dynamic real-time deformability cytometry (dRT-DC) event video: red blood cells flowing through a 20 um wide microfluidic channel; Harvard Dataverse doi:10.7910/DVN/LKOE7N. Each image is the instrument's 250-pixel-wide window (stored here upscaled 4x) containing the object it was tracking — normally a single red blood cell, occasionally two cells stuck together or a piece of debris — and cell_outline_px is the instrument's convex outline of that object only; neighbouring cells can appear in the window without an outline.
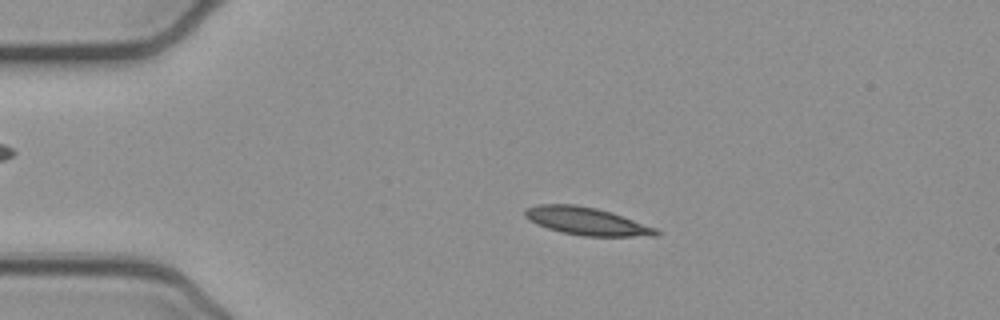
{"species": "common noctule bat (a hibernating species)", "species_latin": "Nyctalus noctula", "temperature_condition": "cold", "stored_images_in_passage": 52, "camera_frame_rate_fps": 3000, "um_per_image_px": 0.085, "animal": {"sex": "female", "body_mass_g": 21.9}, "frame": {"image": 1, "passage_image": 11, "time_ms": 3.333, "image_size_px": [1000, 320], "cell_outline_px": [[660, 232], [656, 236], [584, 236], [560, 232], [536, 224], [528, 220], [524, 216], [524, 212], [528, 208], [540, 204], [576, 204], [596, 208], [612, 212], [656, 228]], "centroid_in_image_um": [49.85, 18.8], "position_along_channel_um": 35.1, "area_um2": 21.15}}
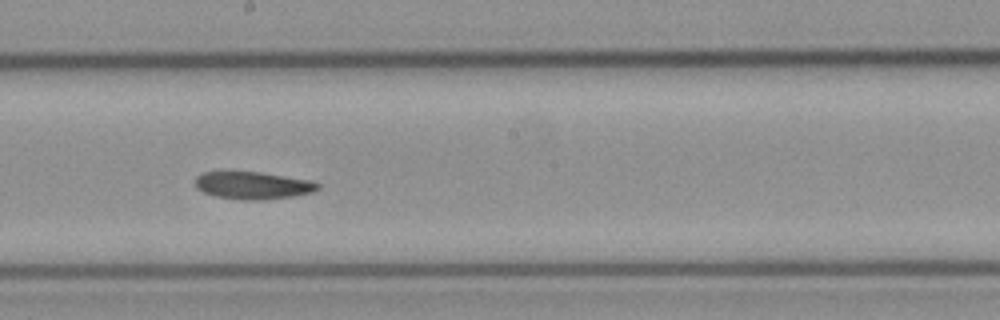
{"frame": {"image": 2, "passage_image": 29, "time_ms": 9.333, "image_size_px": [1000, 320], "cell_outline_px": [[320, 188], [312, 192], [292, 196], [264, 200], [244, 200], [216, 196], [204, 192], [196, 188], [196, 176], [204, 172], [260, 172], [312, 180], [320, 184]], "centroid_in_image_um": [21.53, 15.76], "position_along_channel_um": 226.7, "area_um2": 19.54}}
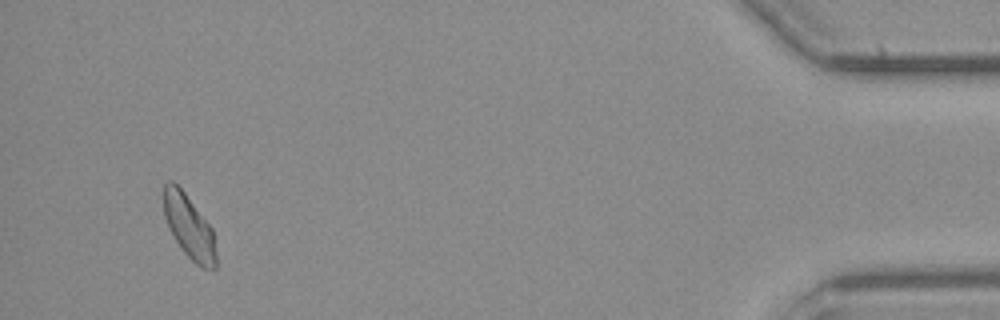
{"frame": {"image": 3, "passage_image": 50, "time_ms": 16.333, "image_size_px": [1000, 320], "cell_outline_px": [[216, 268], [204, 268], [196, 264], [184, 252], [176, 240], [164, 216], [164, 184], [168, 180], [172, 180], [184, 192], [212, 228], [216, 252]], "centroid_in_image_um": [16.08, 19.27], "position_along_channel_um": 419.1, "area_um2": 18.96}}